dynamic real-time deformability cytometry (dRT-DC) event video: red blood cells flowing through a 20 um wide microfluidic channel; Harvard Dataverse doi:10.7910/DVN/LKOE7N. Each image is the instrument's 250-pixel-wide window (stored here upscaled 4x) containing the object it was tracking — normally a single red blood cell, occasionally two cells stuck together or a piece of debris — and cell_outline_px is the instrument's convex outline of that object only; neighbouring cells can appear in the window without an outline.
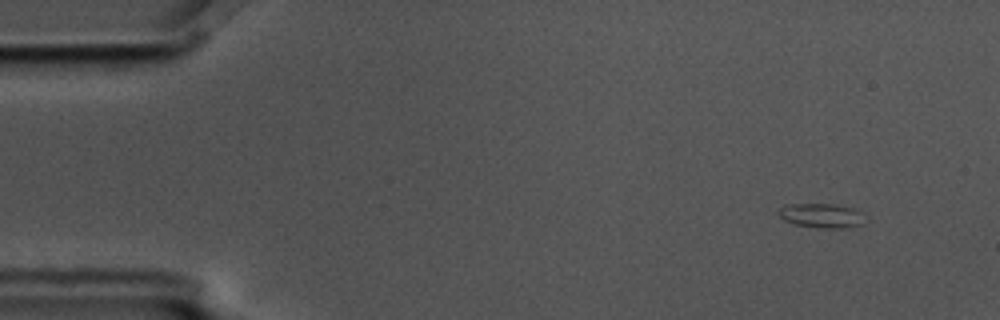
{"species": "common noctule bat (a hibernating species)", "species_latin": "Nyctalus noctula", "temperature_condition": "cold", "stored_images_in_passage": 4, "camera_frame_rate_fps": 3000, "um_per_image_px": 0.085, "animal": {"sex": "male", "body_mass_g": 17.5, "forearm_length_mm": 52.3}, "frame": {"image": 1, "passage_image": 1, "time_ms": 0.0, "image_size_px": [1000, 320], "cell_outline_px": [[868, 220], [864, 224], [848, 228], [816, 228], [792, 224], [784, 220], [776, 212], [784, 204], [832, 204], [852, 208], [860, 212]], "centroid_in_image_um": [69.83, 18.34], "position_along_channel_um": 15.2, "area_um2": 12.6}}